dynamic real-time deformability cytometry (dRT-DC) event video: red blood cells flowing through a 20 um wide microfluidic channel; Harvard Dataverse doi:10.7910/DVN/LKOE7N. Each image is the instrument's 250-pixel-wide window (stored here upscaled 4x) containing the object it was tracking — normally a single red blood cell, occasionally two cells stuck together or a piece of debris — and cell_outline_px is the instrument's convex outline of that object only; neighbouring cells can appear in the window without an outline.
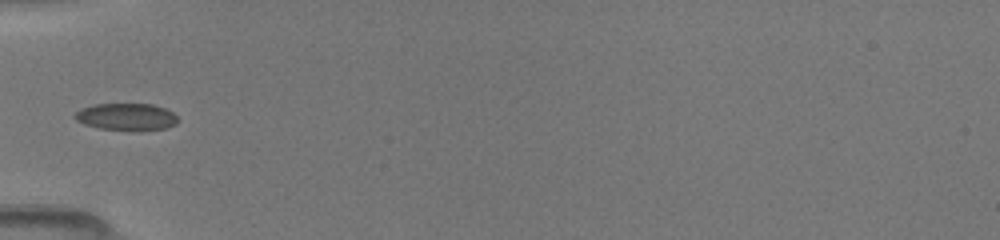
{"species": "common noctule bat (a hibernating species)", "species_latin": "Nyctalus noctula", "temperature_condition": "room temperature", "stored_images_in_passage": 4, "camera_frame_rate_fps": 3000, "um_per_image_px": 0.085, "animal": {"sex": "female", "body_mass_g": 19.5, "forearm_length_mm": 54.1}, "frame": {"image": 1, "passage_image": 4, "time_ms": 3.333, "image_size_px": [1000, 240], "cell_outline_px": [[176, 124], [164, 128], [140, 132], [100, 128], [84, 124], [76, 120], [72, 116], [76, 112], [92, 104], [152, 104], [164, 108], [172, 112], [176, 116]], "centroid_in_image_um": [10.74, 9.94], "position_along_channel_um": 74.3, "area_um2": 16.36}}